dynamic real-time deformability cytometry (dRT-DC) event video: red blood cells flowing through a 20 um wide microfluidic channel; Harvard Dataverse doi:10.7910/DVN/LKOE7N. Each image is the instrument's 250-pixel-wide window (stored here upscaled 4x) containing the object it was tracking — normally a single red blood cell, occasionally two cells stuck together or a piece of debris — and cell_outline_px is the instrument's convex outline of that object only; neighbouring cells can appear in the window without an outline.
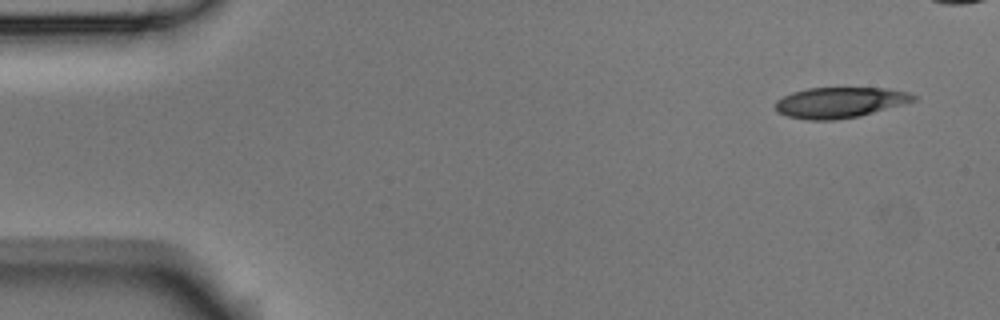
{"species": "Egyptian fruit bat (a non-hibernating species)", "species_latin": "Rousettus aegyptiacus", "temperature_condition": "room temperature", "stored_images_in_passage": 6, "camera_frame_rate_fps": 3000, "um_per_image_px": 0.085, "animal": {"sex": "male"}, "frame": {"image": 1, "passage_image": 1, "time_ms": 0.0, "image_size_px": [1000, 320], "cell_outline_px": [[916, 100], [860, 116], [832, 120], [808, 120], [788, 116], [776, 112], [776, 100], [792, 92], [808, 88], [884, 88], [908, 92], [916, 96]], "centroid_in_image_um": [71.36, 8.71], "position_along_channel_um": 13.6, "area_um2": 24.45}}
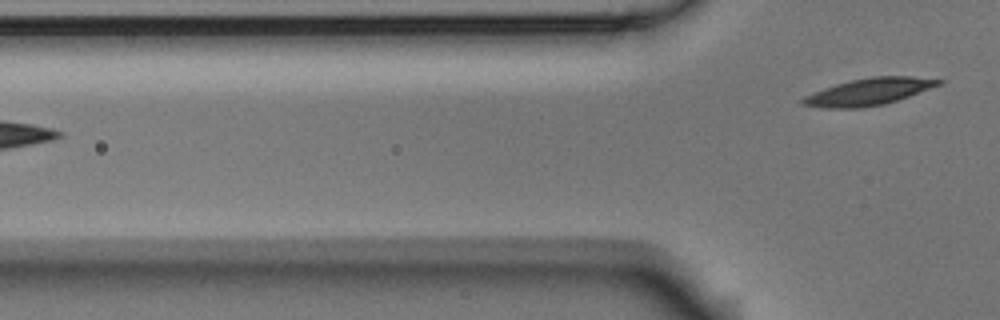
{"frame": {"image": 2, "passage_image": 6, "time_ms": 1.667, "image_size_px": [1000, 320], "cell_outline_px": [[944, 80], [940, 84], [908, 96], [884, 104], [860, 108], [828, 108], [804, 104], [800, 100], [804, 96], [812, 92], [836, 84], [852, 80], [872, 76], [912, 76]], "centroid_in_image_um": [73.83, 7.79], "position_along_channel_um": 52.0, "area_um2": 20.92}}